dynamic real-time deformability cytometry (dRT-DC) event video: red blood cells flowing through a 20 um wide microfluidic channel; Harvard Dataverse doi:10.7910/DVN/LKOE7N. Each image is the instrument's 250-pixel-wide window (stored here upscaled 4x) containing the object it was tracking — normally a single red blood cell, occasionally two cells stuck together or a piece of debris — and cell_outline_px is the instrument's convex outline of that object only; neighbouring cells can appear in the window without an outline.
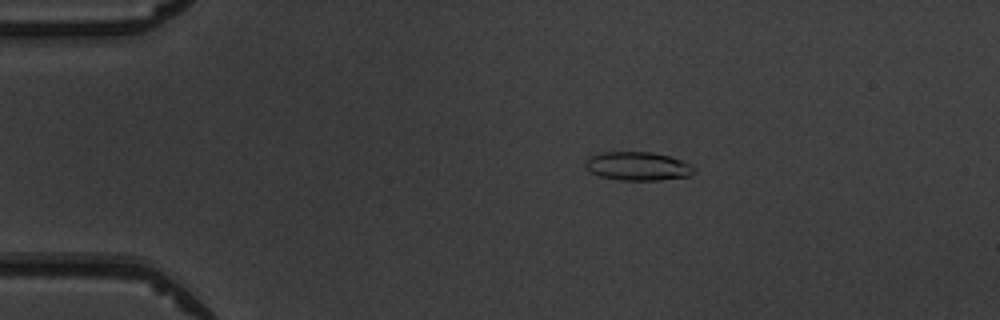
{"species": "common noctule bat (a hibernating species)", "species_latin": "Nyctalus noctula", "temperature_condition": "warm", "stored_images_in_passage": 42, "camera_frame_rate_fps": 3000, "um_per_image_px": 0.085, "animal": {"sex": "male", "body_mass_g": 19.5, "forearm_length_mm": 54.6}, "frame": {"image": 1, "passage_image": 1, "time_ms": 0.0, "image_size_px": [1000, 320], "cell_outline_px": [[696, 172], [688, 176], [660, 180], [620, 180], [600, 176], [592, 172], [584, 164], [584, 160], [588, 156], [604, 152], [652, 152], [668, 156], [680, 160], [696, 168]], "centroid_in_image_um": [54.2, 14.12], "position_along_channel_um": 30.8, "area_um2": 18.03}}
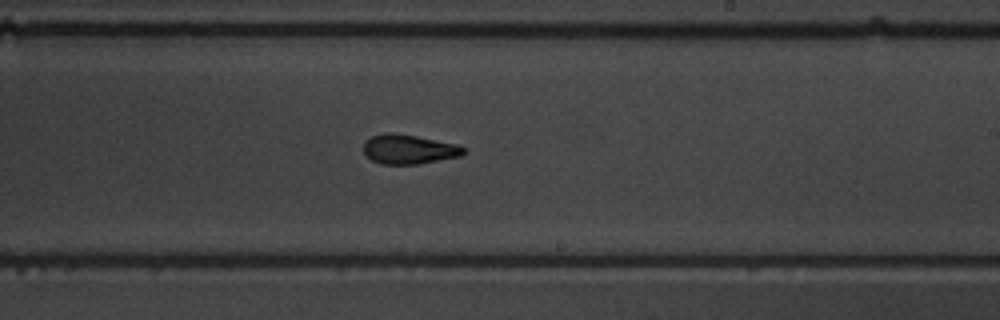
{"frame": {"image": 2, "passage_image": 22, "time_ms": 7.0, "image_size_px": [1000, 320], "cell_outline_px": [[468, 152], [460, 156], [416, 164], [380, 164], [364, 156], [364, 140], [372, 136], [384, 132], [392, 132], [416, 136], [456, 144], [464, 148]], "centroid_in_image_um": [34.7, 12.68], "position_along_channel_um": 254.3, "area_um2": 17.22}}
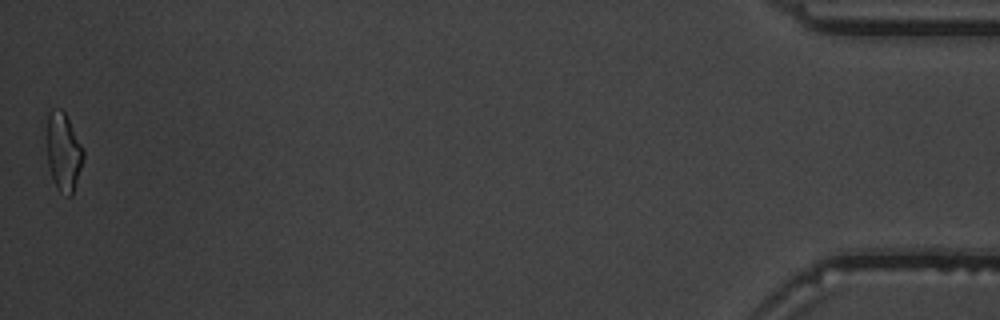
{"frame": {"image": 3, "passage_image": 42, "time_ms": 13.667, "image_size_px": [1000, 320], "cell_outline_px": [[84, 160], [72, 196], [68, 196], [60, 192], [56, 188], [48, 164], [48, 112], [52, 108], [60, 108], [64, 112], [84, 148]], "centroid_in_image_um": [5.43, 12.93], "position_along_channel_um": 429.8, "area_um2": 16.59}, "authors_computed_cell_mechanics": {"area_um2": 17.0799, "velocity_mm_per_s": 4.0066, "shape_relaxation_time_tau1_ms": 6.2555, "shape_relaxation_time_tau2_ms": 2.2502, "deformation_change_tau1": 0.2128, "deformation_change_tau2": 0.0982}}